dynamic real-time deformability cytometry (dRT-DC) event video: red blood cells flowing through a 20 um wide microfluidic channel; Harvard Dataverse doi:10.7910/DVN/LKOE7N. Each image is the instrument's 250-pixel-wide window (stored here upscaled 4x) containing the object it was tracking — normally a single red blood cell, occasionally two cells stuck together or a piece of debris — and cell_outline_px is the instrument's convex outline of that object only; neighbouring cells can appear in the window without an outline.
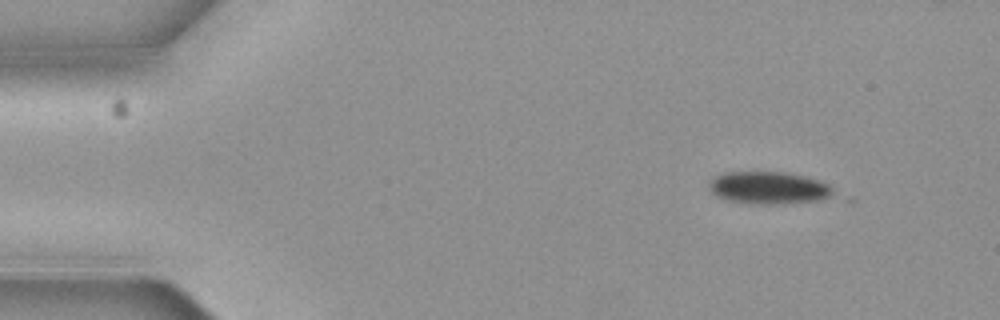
{"species": "common noctule bat (a hibernating species)", "species_latin": "Nyctalus noctula", "temperature_condition": "cold", "stored_images_in_passage": 5, "camera_frame_rate_fps": 3000, "um_per_image_px": 0.085, "animal": {"sex": "female", "body_mass_g": 19.3, "forearm_length_mm": 54.1}, "frame": {"image": 1, "passage_image": 1, "time_ms": 0.0, "image_size_px": [1000, 320], "cell_outline_px": [[832, 192], [828, 196], [820, 200], [784, 204], [748, 204], [724, 200], [716, 196], [708, 188], [708, 184], [716, 176], [728, 172], [784, 172], [804, 176], [828, 184], [832, 188]], "centroid_in_image_um": [65.28, 15.98], "position_along_channel_um": 19.7, "area_um2": 23.41}}
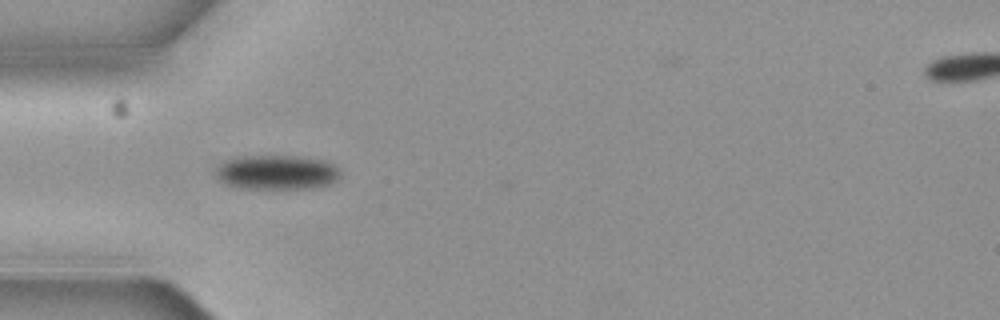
{"frame": {"image": 2, "passage_image": 4, "time_ms": 1.0, "image_size_px": [1000, 320], "cell_outline_px": [[340, 176], [332, 184], [316, 188], [244, 188], [224, 184], [216, 176], [216, 168], [220, 164], [228, 160], [248, 156], [292, 156], [324, 160], [332, 164], [340, 172]], "centroid_in_image_um": [23.55, 14.66], "position_along_channel_um": 61.4, "area_um2": 24.8}}
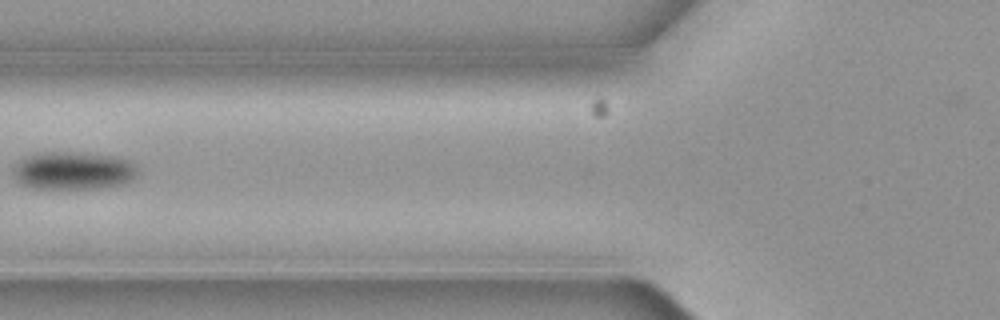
{"frame": {"image": 3, "passage_image": 5, "time_ms": 1.333, "image_size_px": [1000, 320], "cell_outline_px": [[140, 172], [132, 180], [124, 184], [100, 188], [28, 188], [20, 184], [12, 176], [12, 168], [16, 160], [24, 156], [36, 152], [76, 152], [112, 156], [128, 160], [136, 164]], "centroid_in_image_um": [6.17, 14.5], "position_along_channel_um": 119.6, "area_um2": 28.21}}